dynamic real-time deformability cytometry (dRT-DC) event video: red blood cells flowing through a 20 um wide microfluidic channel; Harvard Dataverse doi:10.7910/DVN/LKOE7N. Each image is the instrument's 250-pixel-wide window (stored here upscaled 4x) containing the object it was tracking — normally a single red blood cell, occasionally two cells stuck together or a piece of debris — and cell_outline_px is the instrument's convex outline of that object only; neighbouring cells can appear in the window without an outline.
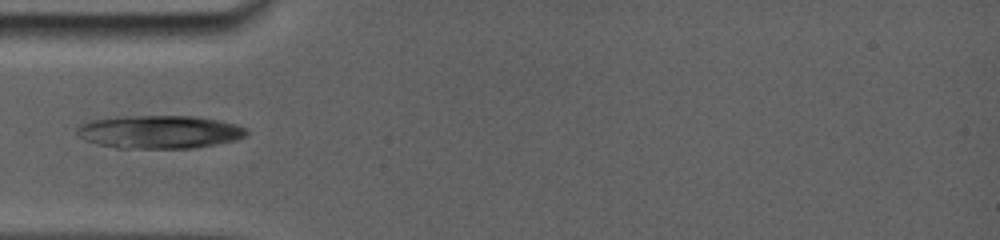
{"species": "common noctule bat (a hibernating species)", "species_latin": "Nyctalus noctula", "temperature_condition": "room temperature", "stored_images_in_passage": 33, "camera_frame_rate_fps": 5000, "um_per_image_px": 0.085, "animal": {"sex": "female", "body_mass_g": 19.0, "forearm_length_mm": 56.7}, "frame": {"image": 1, "passage_image": 1, "time_ms": 0.0, "image_size_px": [1000, 240], "cell_outline_px": [[244, 136], [232, 140], [192, 148], [116, 148], [100, 144], [88, 140], [80, 136], [80, 124], [92, 120], [124, 116], [196, 116], [216, 120], [232, 124], [244, 128]], "centroid_in_image_um": [13.52, 11.21], "position_along_channel_um": 71.5, "area_um2": 31.73}}
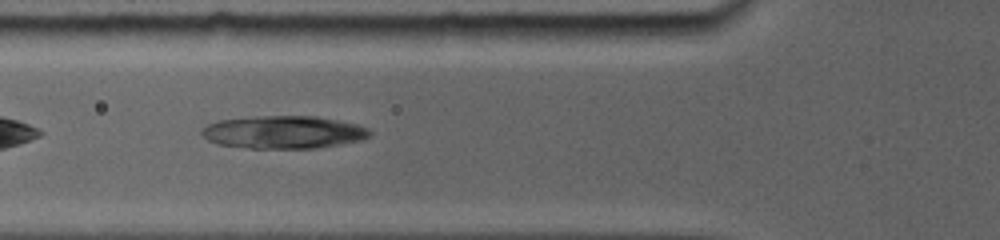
{"frame": {"image": 2, "passage_image": 3, "time_ms": 0.8, "image_size_px": [1000, 240], "cell_outline_px": [[372, 132], [368, 136], [356, 140], [316, 148], [252, 148], [220, 144], [208, 140], [200, 132], [208, 124], [220, 120], [256, 116], [316, 116], [356, 124]], "centroid_in_image_um": [24.05, 11.22], "position_along_channel_um": 101.8, "area_um2": 31.39}}
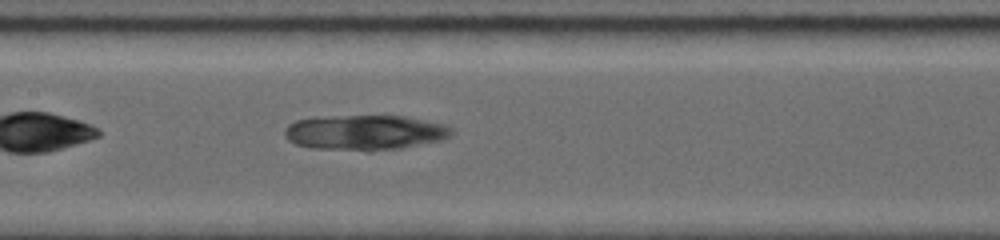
{"frame": {"image": 3, "passage_image": 9, "time_ms": 2.8, "image_size_px": [1000, 240], "cell_outline_px": [[448, 132], [444, 136], [432, 140], [396, 148], [372, 152], [368, 152], [316, 148], [296, 144], [284, 132], [288, 124], [296, 120], [344, 116], [404, 116], [436, 124], [448, 128]], "centroid_in_image_um": [30.84, 11.27], "position_along_channel_um": 176.6, "area_um2": 32.48}}